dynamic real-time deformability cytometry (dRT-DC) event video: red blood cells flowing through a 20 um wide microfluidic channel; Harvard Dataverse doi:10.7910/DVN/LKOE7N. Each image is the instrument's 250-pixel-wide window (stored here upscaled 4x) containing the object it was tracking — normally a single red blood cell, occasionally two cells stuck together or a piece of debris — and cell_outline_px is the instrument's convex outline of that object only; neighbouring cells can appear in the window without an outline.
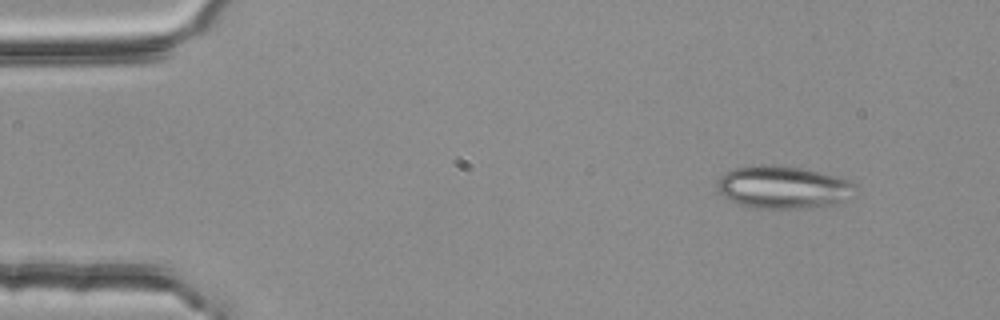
{"species": "common noctule bat (a hibernating species)", "species_latin": "Nyctalus noctula", "temperature_condition": "room temperature", "stored_images_in_passage": 3, "camera_frame_rate_fps": 3000, "um_per_image_px": 0.085, "animal": {"sex": "female", "body_mass_g": 25.1}, "frame": {"image": 1, "passage_image": 1, "time_ms": 0.0, "image_size_px": [1000, 320], "cell_outline_px": [[856, 184], [852, 200], [836, 204], [800, 208], [756, 208], [736, 204], [728, 200], [716, 188], [716, 184], [720, 176], [724, 172], [732, 168], [760, 164], [776, 164], [800, 168], [840, 176], [852, 180]], "centroid_in_image_um": [66.59, 15.9], "position_along_channel_um": 18.4, "area_um2": 35.08}}